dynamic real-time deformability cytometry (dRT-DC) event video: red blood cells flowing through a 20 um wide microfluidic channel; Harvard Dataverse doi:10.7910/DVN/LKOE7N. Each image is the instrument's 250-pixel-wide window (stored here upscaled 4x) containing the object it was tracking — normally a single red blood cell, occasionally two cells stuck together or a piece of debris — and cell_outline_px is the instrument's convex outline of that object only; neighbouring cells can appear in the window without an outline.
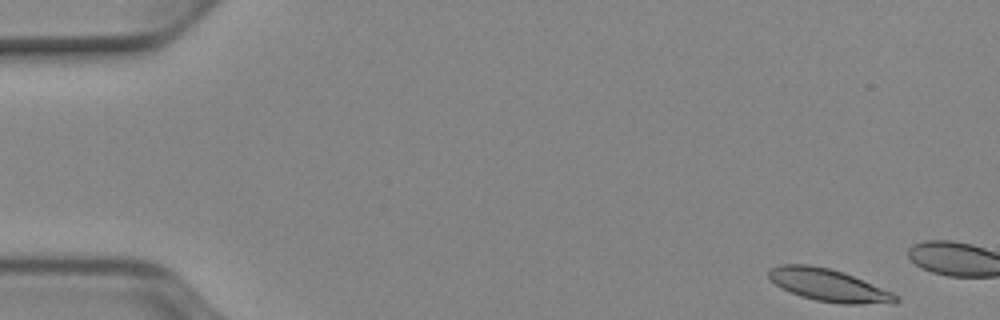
{"species": "Egyptian fruit bat (a non-hibernating species)", "species_latin": "Rousettus aegyptiacus", "temperature_condition": "cold", "stored_images_in_passage": 9, "camera_frame_rate_fps": 3000, "um_per_image_px": 0.085, "animal": {"sex": "female"}, "frame": {"image": 1, "passage_image": 1, "time_ms": 0.0, "image_size_px": [1000, 320], "cell_outline_px": [[900, 300], [896, 304], [840, 304], [816, 300], [800, 296], [780, 288], [768, 276], [768, 268], [780, 264], [808, 264], [828, 268], [844, 272], [892, 292], [900, 296]], "centroid_in_image_um": [70.46, 24.25], "position_along_channel_um": 14.5, "area_um2": 24.28}}